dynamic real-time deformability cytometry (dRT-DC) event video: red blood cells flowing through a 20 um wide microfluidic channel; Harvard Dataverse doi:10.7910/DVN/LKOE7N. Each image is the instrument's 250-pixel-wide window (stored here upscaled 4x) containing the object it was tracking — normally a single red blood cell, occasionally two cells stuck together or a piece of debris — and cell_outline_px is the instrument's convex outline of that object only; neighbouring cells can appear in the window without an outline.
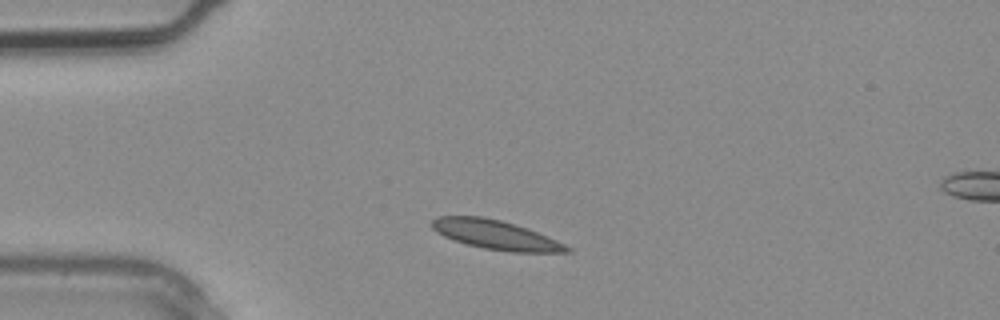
{"species": "common noctule bat (a hibernating species)", "species_latin": "Nyctalus noctula", "temperature_condition": "warm", "stored_images_in_passage": 1, "camera_frame_rate_fps": 3000, "um_per_image_px": 0.085, "animal": {"sex": "male", "body_mass_g": 20.4}, "frame": {"image": 1, "passage_image": 1, "time_ms": 0.0, "image_size_px": [1000, 320], "cell_outline_px": [[572, 252], [512, 252], [484, 248], [468, 244], [444, 236], [436, 232], [432, 228], [432, 220], [436, 216], [480, 216], [500, 220], [516, 224], [556, 240], [572, 248]], "centroid_in_image_um": [42.13, 19.95], "position_along_channel_um": 42.9, "area_um2": 22.66}}